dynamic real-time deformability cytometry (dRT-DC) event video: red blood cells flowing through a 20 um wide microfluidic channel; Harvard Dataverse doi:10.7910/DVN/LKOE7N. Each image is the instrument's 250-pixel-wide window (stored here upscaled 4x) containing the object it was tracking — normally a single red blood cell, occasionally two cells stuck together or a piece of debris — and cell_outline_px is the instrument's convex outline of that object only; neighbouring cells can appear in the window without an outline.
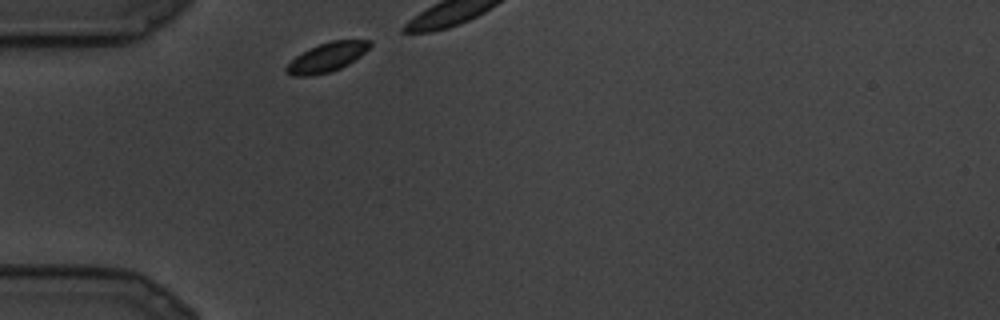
{"species": "common noctule bat (a hibernating species)", "species_latin": "Nyctalus noctula", "temperature_condition": "cold", "stored_images_in_passage": 4, "camera_frame_rate_fps": 3000, "um_per_image_px": 0.085, "animal": {"sex": "male", "body_mass_g": 19.5, "forearm_length_mm": 54.6}, "frame": {"image": 1, "passage_image": 1, "time_ms": 0.0, "image_size_px": [1000, 320], "cell_outline_px": [[372, 44], [360, 56], [348, 64], [340, 68], [328, 72], [308, 76], [292, 76], [284, 72], [284, 68], [296, 56], [320, 44], [332, 40], [372, 40]], "centroid_in_image_um": [27.78, 4.87], "position_along_channel_um": 57.2, "area_um2": 13.93}}